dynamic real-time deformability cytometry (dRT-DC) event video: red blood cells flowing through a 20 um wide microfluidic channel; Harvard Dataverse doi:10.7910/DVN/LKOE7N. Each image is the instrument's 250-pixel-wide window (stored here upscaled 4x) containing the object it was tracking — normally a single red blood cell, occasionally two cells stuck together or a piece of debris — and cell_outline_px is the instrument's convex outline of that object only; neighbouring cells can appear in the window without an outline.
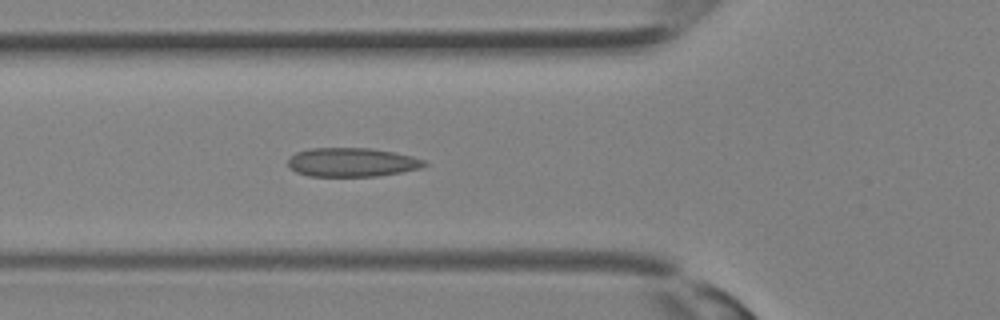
{"species": "Egyptian fruit bat (a non-hibernating species)", "species_latin": "Rousettus aegyptiacus", "temperature_condition": "room temperature", "stored_images_in_passage": 21, "camera_frame_rate_fps": 3000, "um_per_image_px": 0.085, "animal": {"sex": "female"}, "frame": {"image": 1, "passage_image": 11, "time_ms": 3.333, "image_size_px": [1000, 320], "cell_outline_px": [[428, 164], [420, 168], [400, 172], [376, 176], [308, 176], [296, 172], [288, 164], [288, 160], [296, 152], [308, 148], [372, 148], [396, 152], [412, 156], [424, 160]], "centroid_in_image_um": [29.92, 13.78], "position_along_channel_um": 95.9, "area_um2": 22.95}}
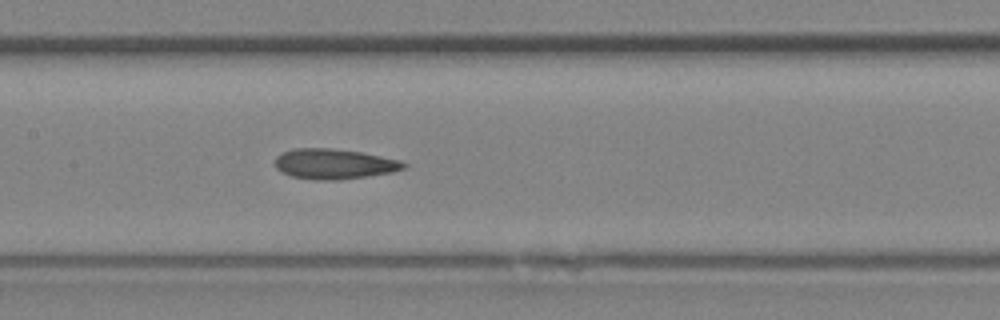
{"frame": {"image": 2, "passage_image": 15, "time_ms": 4.667, "image_size_px": [1000, 320], "cell_outline_px": [[408, 164], [404, 168], [392, 172], [368, 176], [340, 180], [312, 180], [292, 176], [280, 172], [276, 168], [276, 156], [284, 152], [296, 148], [332, 148], [360, 152], [400, 160]], "centroid_in_image_um": [28.39, 13.94], "position_along_channel_um": 179.0, "area_um2": 22.66}}
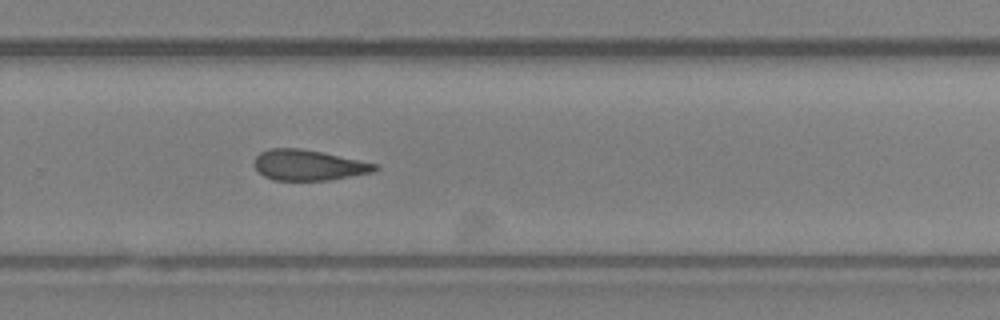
{"frame": {"image": 3, "passage_image": 21, "time_ms": 6.667, "image_size_px": [1000, 320], "cell_outline_px": [[380, 168], [372, 172], [328, 180], [272, 180], [264, 176], [252, 164], [256, 156], [260, 152], [268, 148], [300, 148], [380, 164]], "centroid_in_image_um": [26.21, 14.03], "position_along_channel_um": 303.6, "area_um2": 21.5}}